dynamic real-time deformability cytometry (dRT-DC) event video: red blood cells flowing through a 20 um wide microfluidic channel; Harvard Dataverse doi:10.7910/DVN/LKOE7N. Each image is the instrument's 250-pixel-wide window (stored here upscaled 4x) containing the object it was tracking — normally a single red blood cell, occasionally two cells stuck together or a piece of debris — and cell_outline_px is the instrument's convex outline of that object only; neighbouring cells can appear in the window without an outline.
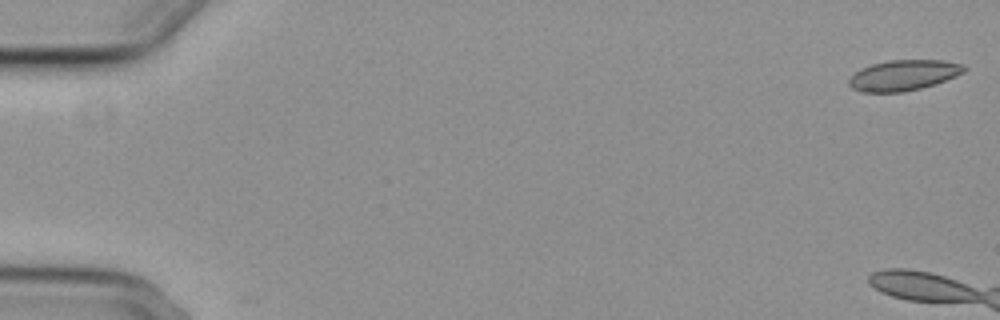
{"species": "common noctule bat (a hibernating species)", "species_latin": "Nyctalus noctula", "temperature_condition": "cold", "stored_images_in_passage": 7, "camera_frame_rate_fps": 3000, "um_per_image_px": 0.085, "animal": {"sex": "female", "body_mass_g": 29.2, "forearm_length_mm": 56.3}, "frame": {"image": 1, "passage_image": 1, "time_ms": 0.0, "image_size_px": [1000, 320], "cell_outline_px": [[968, 68], [964, 72], [956, 76], [920, 88], [900, 92], [860, 92], [852, 88], [848, 84], [848, 80], [860, 68], [872, 64], [888, 60], [944, 60], [964, 64]], "centroid_in_image_um": [76.8, 6.38], "position_along_channel_um": 8.2, "area_um2": 20.46}}